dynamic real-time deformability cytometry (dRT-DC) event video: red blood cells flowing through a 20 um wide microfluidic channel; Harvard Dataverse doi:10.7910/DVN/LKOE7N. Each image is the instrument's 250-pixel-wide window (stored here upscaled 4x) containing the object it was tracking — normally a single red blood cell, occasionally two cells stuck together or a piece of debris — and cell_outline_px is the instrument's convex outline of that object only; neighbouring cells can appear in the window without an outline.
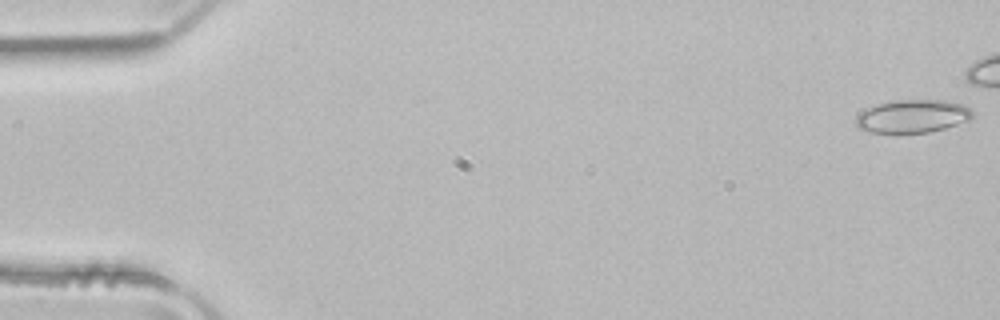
{"species": "common noctule bat (a hibernating species)", "species_latin": "Nyctalus noctula", "temperature_condition": "room temperature", "stored_images_in_passage": 42, "camera_frame_rate_fps": 3000, "um_per_image_px": 0.085, "animal": {"sex": "male", "body_mass_g": 21.5, "forearm_length_mm": 52.0}, "frame": {"image": 1, "passage_image": 1, "time_ms": 0.0, "image_size_px": [1000, 320], "cell_outline_px": [[972, 116], [968, 120], [944, 128], [928, 132], [872, 132], [860, 128], [856, 124], [856, 116], [860, 112], [876, 104], [896, 100], [944, 100], [964, 104], [972, 112]], "centroid_in_image_um": [77.56, 9.86], "position_along_channel_um": 7.4, "area_um2": 22.08}}
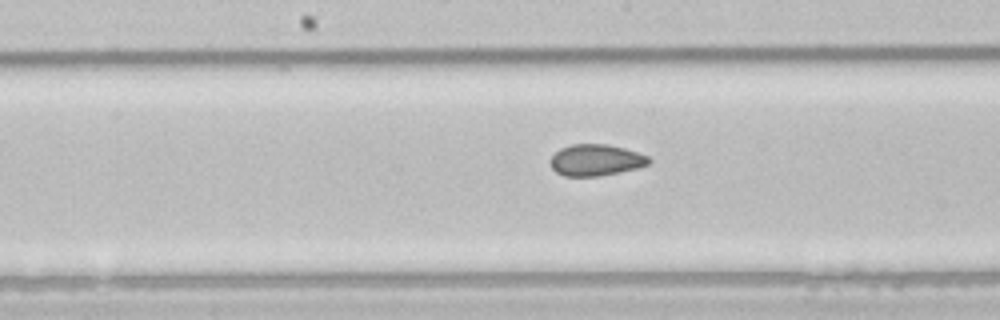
{"frame": {"image": 2, "passage_image": 26, "time_ms": 8.333, "image_size_px": [1000, 320], "cell_outline_px": [[652, 160], [648, 164], [636, 168], [596, 176], [564, 176], [556, 172], [552, 168], [548, 160], [560, 148], [572, 144], [608, 144], [624, 148], [648, 156]], "centroid_in_image_um": [50.61, 13.59], "position_along_channel_um": 197.6, "area_um2": 17.92}}
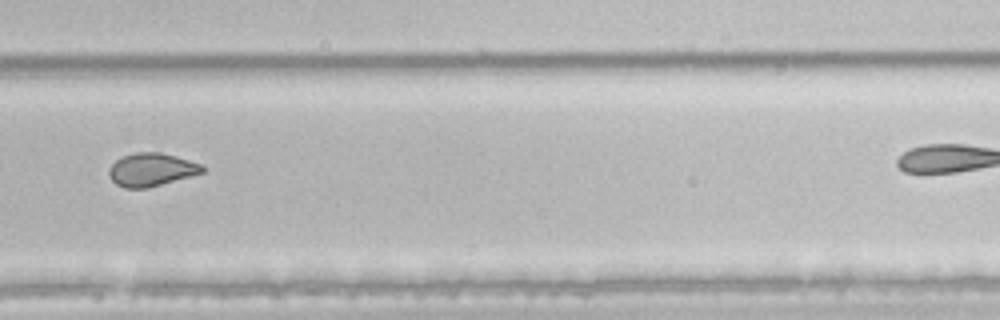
{"frame": {"image": 3, "passage_image": 35, "time_ms": 11.333, "image_size_px": [1000, 320], "cell_outline_px": [[204, 172], [148, 188], [124, 188], [116, 184], [108, 176], [108, 168], [116, 160], [124, 156], [136, 152], [160, 152], [176, 156], [204, 164]], "centroid_in_image_um": [12.87, 14.42], "position_along_channel_um": 316.9, "area_um2": 18.09}}